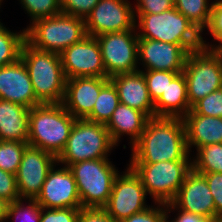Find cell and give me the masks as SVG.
<instances>
[{
  "mask_svg": "<svg viewBox=\"0 0 222 222\" xmlns=\"http://www.w3.org/2000/svg\"><path fill=\"white\" fill-rule=\"evenodd\" d=\"M130 147L129 163L192 161L183 118H150L139 139Z\"/></svg>",
  "mask_w": 222,
  "mask_h": 222,
  "instance_id": "1",
  "label": "cell"
},
{
  "mask_svg": "<svg viewBox=\"0 0 222 222\" xmlns=\"http://www.w3.org/2000/svg\"><path fill=\"white\" fill-rule=\"evenodd\" d=\"M74 118L62 103H43L30 109L28 144L56 158L69 138Z\"/></svg>",
  "mask_w": 222,
  "mask_h": 222,
  "instance_id": "2",
  "label": "cell"
},
{
  "mask_svg": "<svg viewBox=\"0 0 222 222\" xmlns=\"http://www.w3.org/2000/svg\"><path fill=\"white\" fill-rule=\"evenodd\" d=\"M20 58L32 82L36 98L43 103H62L66 76L60 54L39 50L24 42Z\"/></svg>",
  "mask_w": 222,
  "mask_h": 222,
  "instance_id": "3",
  "label": "cell"
},
{
  "mask_svg": "<svg viewBox=\"0 0 222 222\" xmlns=\"http://www.w3.org/2000/svg\"><path fill=\"white\" fill-rule=\"evenodd\" d=\"M134 14L139 38L183 45L189 52L203 47V34L175 8L158 14Z\"/></svg>",
  "mask_w": 222,
  "mask_h": 222,
  "instance_id": "4",
  "label": "cell"
},
{
  "mask_svg": "<svg viewBox=\"0 0 222 222\" xmlns=\"http://www.w3.org/2000/svg\"><path fill=\"white\" fill-rule=\"evenodd\" d=\"M118 147L111 139L105 124L87 119H76L57 163L69 167L85 160L109 159Z\"/></svg>",
  "mask_w": 222,
  "mask_h": 222,
  "instance_id": "5",
  "label": "cell"
},
{
  "mask_svg": "<svg viewBox=\"0 0 222 222\" xmlns=\"http://www.w3.org/2000/svg\"><path fill=\"white\" fill-rule=\"evenodd\" d=\"M85 19L60 13L26 27V41L39 50L61 54L86 36Z\"/></svg>",
  "mask_w": 222,
  "mask_h": 222,
  "instance_id": "6",
  "label": "cell"
},
{
  "mask_svg": "<svg viewBox=\"0 0 222 222\" xmlns=\"http://www.w3.org/2000/svg\"><path fill=\"white\" fill-rule=\"evenodd\" d=\"M141 179L147 195L154 203L172 202L186 176L192 170V161H160L156 163H130Z\"/></svg>",
  "mask_w": 222,
  "mask_h": 222,
  "instance_id": "7",
  "label": "cell"
},
{
  "mask_svg": "<svg viewBox=\"0 0 222 222\" xmlns=\"http://www.w3.org/2000/svg\"><path fill=\"white\" fill-rule=\"evenodd\" d=\"M82 207H105L119 174L110 159L85 160L69 166Z\"/></svg>",
  "mask_w": 222,
  "mask_h": 222,
  "instance_id": "8",
  "label": "cell"
},
{
  "mask_svg": "<svg viewBox=\"0 0 222 222\" xmlns=\"http://www.w3.org/2000/svg\"><path fill=\"white\" fill-rule=\"evenodd\" d=\"M183 74L187 82L190 107L213 91L222 88L221 62L214 52L205 47L188 53Z\"/></svg>",
  "mask_w": 222,
  "mask_h": 222,
  "instance_id": "9",
  "label": "cell"
},
{
  "mask_svg": "<svg viewBox=\"0 0 222 222\" xmlns=\"http://www.w3.org/2000/svg\"><path fill=\"white\" fill-rule=\"evenodd\" d=\"M96 39L100 45L106 78L140 70L137 30L106 33Z\"/></svg>",
  "mask_w": 222,
  "mask_h": 222,
  "instance_id": "10",
  "label": "cell"
},
{
  "mask_svg": "<svg viewBox=\"0 0 222 222\" xmlns=\"http://www.w3.org/2000/svg\"><path fill=\"white\" fill-rule=\"evenodd\" d=\"M126 168L116 176L109 201L104 207L117 222L150 207L146 203L147 193L141 179L129 165Z\"/></svg>",
  "mask_w": 222,
  "mask_h": 222,
  "instance_id": "11",
  "label": "cell"
},
{
  "mask_svg": "<svg viewBox=\"0 0 222 222\" xmlns=\"http://www.w3.org/2000/svg\"><path fill=\"white\" fill-rule=\"evenodd\" d=\"M133 4L129 0H99L85 19L88 36L136 30Z\"/></svg>",
  "mask_w": 222,
  "mask_h": 222,
  "instance_id": "12",
  "label": "cell"
},
{
  "mask_svg": "<svg viewBox=\"0 0 222 222\" xmlns=\"http://www.w3.org/2000/svg\"><path fill=\"white\" fill-rule=\"evenodd\" d=\"M67 79L76 77H106L100 45L96 37L86 35L80 42L60 54Z\"/></svg>",
  "mask_w": 222,
  "mask_h": 222,
  "instance_id": "13",
  "label": "cell"
},
{
  "mask_svg": "<svg viewBox=\"0 0 222 222\" xmlns=\"http://www.w3.org/2000/svg\"><path fill=\"white\" fill-rule=\"evenodd\" d=\"M58 166L59 164L56 162L49 170L41 192L35 199L36 202L42 208L47 209L81 208L73 173L67 166Z\"/></svg>",
  "mask_w": 222,
  "mask_h": 222,
  "instance_id": "14",
  "label": "cell"
},
{
  "mask_svg": "<svg viewBox=\"0 0 222 222\" xmlns=\"http://www.w3.org/2000/svg\"><path fill=\"white\" fill-rule=\"evenodd\" d=\"M56 162L57 158L54 155L28 145L15 174L19 197L21 199H36L49 170Z\"/></svg>",
  "mask_w": 222,
  "mask_h": 222,
  "instance_id": "15",
  "label": "cell"
},
{
  "mask_svg": "<svg viewBox=\"0 0 222 222\" xmlns=\"http://www.w3.org/2000/svg\"><path fill=\"white\" fill-rule=\"evenodd\" d=\"M188 53L183 45L139 38L138 64L143 65L144 69L139 71L183 72Z\"/></svg>",
  "mask_w": 222,
  "mask_h": 222,
  "instance_id": "16",
  "label": "cell"
},
{
  "mask_svg": "<svg viewBox=\"0 0 222 222\" xmlns=\"http://www.w3.org/2000/svg\"><path fill=\"white\" fill-rule=\"evenodd\" d=\"M0 99L28 109L42 104L36 98L29 73L21 58L0 67Z\"/></svg>",
  "mask_w": 222,
  "mask_h": 222,
  "instance_id": "17",
  "label": "cell"
},
{
  "mask_svg": "<svg viewBox=\"0 0 222 222\" xmlns=\"http://www.w3.org/2000/svg\"><path fill=\"white\" fill-rule=\"evenodd\" d=\"M172 203L180 210L203 215L215 222V204L205 177L193 169Z\"/></svg>",
  "mask_w": 222,
  "mask_h": 222,
  "instance_id": "18",
  "label": "cell"
},
{
  "mask_svg": "<svg viewBox=\"0 0 222 222\" xmlns=\"http://www.w3.org/2000/svg\"><path fill=\"white\" fill-rule=\"evenodd\" d=\"M106 77H76L66 80L62 105L76 119H85L93 110Z\"/></svg>",
  "mask_w": 222,
  "mask_h": 222,
  "instance_id": "19",
  "label": "cell"
},
{
  "mask_svg": "<svg viewBox=\"0 0 222 222\" xmlns=\"http://www.w3.org/2000/svg\"><path fill=\"white\" fill-rule=\"evenodd\" d=\"M109 80L114 84L121 104L137 109L149 118L155 117L145 77L141 71L115 75Z\"/></svg>",
  "mask_w": 222,
  "mask_h": 222,
  "instance_id": "20",
  "label": "cell"
},
{
  "mask_svg": "<svg viewBox=\"0 0 222 222\" xmlns=\"http://www.w3.org/2000/svg\"><path fill=\"white\" fill-rule=\"evenodd\" d=\"M150 118L143 112L124 104H119L106 124L112 141L118 144L121 137L128 136L132 146L145 130Z\"/></svg>",
  "mask_w": 222,
  "mask_h": 222,
  "instance_id": "21",
  "label": "cell"
},
{
  "mask_svg": "<svg viewBox=\"0 0 222 222\" xmlns=\"http://www.w3.org/2000/svg\"><path fill=\"white\" fill-rule=\"evenodd\" d=\"M183 121L189 152H192V147L197 150L214 143H222V118L187 113Z\"/></svg>",
  "mask_w": 222,
  "mask_h": 222,
  "instance_id": "22",
  "label": "cell"
},
{
  "mask_svg": "<svg viewBox=\"0 0 222 222\" xmlns=\"http://www.w3.org/2000/svg\"><path fill=\"white\" fill-rule=\"evenodd\" d=\"M30 109L0 99V141L28 142Z\"/></svg>",
  "mask_w": 222,
  "mask_h": 222,
  "instance_id": "23",
  "label": "cell"
},
{
  "mask_svg": "<svg viewBox=\"0 0 222 222\" xmlns=\"http://www.w3.org/2000/svg\"><path fill=\"white\" fill-rule=\"evenodd\" d=\"M155 117L183 118L190 110L187 97V82L183 72L179 73L154 102Z\"/></svg>",
  "mask_w": 222,
  "mask_h": 222,
  "instance_id": "24",
  "label": "cell"
},
{
  "mask_svg": "<svg viewBox=\"0 0 222 222\" xmlns=\"http://www.w3.org/2000/svg\"><path fill=\"white\" fill-rule=\"evenodd\" d=\"M211 0H174V8L183 14L202 34L209 26Z\"/></svg>",
  "mask_w": 222,
  "mask_h": 222,
  "instance_id": "25",
  "label": "cell"
},
{
  "mask_svg": "<svg viewBox=\"0 0 222 222\" xmlns=\"http://www.w3.org/2000/svg\"><path fill=\"white\" fill-rule=\"evenodd\" d=\"M119 104L117 90L109 80L101 88L92 112L85 119L106 125Z\"/></svg>",
  "mask_w": 222,
  "mask_h": 222,
  "instance_id": "26",
  "label": "cell"
},
{
  "mask_svg": "<svg viewBox=\"0 0 222 222\" xmlns=\"http://www.w3.org/2000/svg\"><path fill=\"white\" fill-rule=\"evenodd\" d=\"M26 41V28L11 31L0 21V67L17 61L21 56V50Z\"/></svg>",
  "mask_w": 222,
  "mask_h": 222,
  "instance_id": "27",
  "label": "cell"
},
{
  "mask_svg": "<svg viewBox=\"0 0 222 222\" xmlns=\"http://www.w3.org/2000/svg\"><path fill=\"white\" fill-rule=\"evenodd\" d=\"M192 169L198 173H222V143H214L196 150Z\"/></svg>",
  "mask_w": 222,
  "mask_h": 222,
  "instance_id": "28",
  "label": "cell"
},
{
  "mask_svg": "<svg viewBox=\"0 0 222 222\" xmlns=\"http://www.w3.org/2000/svg\"><path fill=\"white\" fill-rule=\"evenodd\" d=\"M41 214L42 207L35 199L20 198L12 203H8L5 222H40Z\"/></svg>",
  "mask_w": 222,
  "mask_h": 222,
  "instance_id": "29",
  "label": "cell"
},
{
  "mask_svg": "<svg viewBox=\"0 0 222 222\" xmlns=\"http://www.w3.org/2000/svg\"><path fill=\"white\" fill-rule=\"evenodd\" d=\"M27 142L0 141V169L16 174Z\"/></svg>",
  "mask_w": 222,
  "mask_h": 222,
  "instance_id": "30",
  "label": "cell"
},
{
  "mask_svg": "<svg viewBox=\"0 0 222 222\" xmlns=\"http://www.w3.org/2000/svg\"><path fill=\"white\" fill-rule=\"evenodd\" d=\"M19 2L25 14L31 18L29 25L35 20L52 17L62 12L61 0H19Z\"/></svg>",
  "mask_w": 222,
  "mask_h": 222,
  "instance_id": "31",
  "label": "cell"
},
{
  "mask_svg": "<svg viewBox=\"0 0 222 222\" xmlns=\"http://www.w3.org/2000/svg\"><path fill=\"white\" fill-rule=\"evenodd\" d=\"M147 83V89L153 102H155L163 92H165L168 84L181 72L147 70L141 71Z\"/></svg>",
  "mask_w": 222,
  "mask_h": 222,
  "instance_id": "32",
  "label": "cell"
},
{
  "mask_svg": "<svg viewBox=\"0 0 222 222\" xmlns=\"http://www.w3.org/2000/svg\"><path fill=\"white\" fill-rule=\"evenodd\" d=\"M206 30H208V33L210 32L209 34L213 37L212 40L218 43L209 44L204 40L205 37H202L203 47L209 51L215 52L222 46V0L212 1L211 18Z\"/></svg>",
  "mask_w": 222,
  "mask_h": 222,
  "instance_id": "33",
  "label": "cell"
},
{
  "mask_svg": "<svg viewBox=\"0 0 222 222\" xmlns=\"http://www.w3.org/2000/svg\"><path fill=\"white\" fill-rule=\"evenodd\" d=\"M188 113L222 118V88L197 101Z\"/></svg>",
  "mask_w": 222,
  "mask_h": 222,
  "instance_id": "34",
  "label": "cell"
},
{
  "mask_svg": "<svg viewBox=\"0 0 222 222\" xmlns=\"http://www.w3.org/2000/svg\"><path fill=\"white\" fill-rule=\"evenodd\" d=\"M209 186L215 204V222L222 221V173H200Z\"/></svg>",
  "mask_w": 222,
  "mask_h": 222,
  "instance_id": "35",
  "label": "cell"
},
{
  "mask_svg": "<svg viewBox=\"0 0 222 222\" xmlns=\"http://www.w3.org/2000/svg\"><path fill=\"white\" fill-rule=\"evenodd\" d=\"M99 0H61L62 13L86 19Z\"/></svg>",
  "mask_w": 222,
  "mask_h": 222,
  "instance_id": "36",
  "label": "cell"
},
{
  "mask_svg": "<svg viewBox=\"0 0 222 222\" xmlns=\"http://www.w3.org/2000/svg\"><path fill=\"white\" fill-rule=\"evenodd\" d=\"M80 208H42L40 222H78Z\"/></svg>",
  "mask_w": 222,
  "mask_h": 222,
  "instance_id": "37",
  "label": "cell"
},
{
  "mask_svg": "<svg viewBox=\"0 0 222 222\" xmlns=\"http://www.w3.org/2000/svg\"><path fill=\"white\" fill-rule=\"evenodd\" d=\"M0 197L8 203L19 200L16 176L0 169Z\"/></svg>",
  "mask_w": 222,
  "mask_h": 222,
  "instance_id": "38",
  "label": "cell"
},
{
  "mask_svg": "<svg viewBox=\"0 0 222 222\" xmlns=\"http://www.w3.org/2000/svg\"><path fill=\"white\" fill-rule=\"evenodd\" d=\"M155 205L153 204L146 210L133 214L121 222H161L167 216L165 204L155 203Z\"/></svg>",
  "mask_w": 222,
  "mask_h": 222,
  "instance_id": "39",
  "label": "cell"
},
{
  "mask_svg": "<svg viewBox=\"0 0 222 222\" xmlns=\"http://www.w3.org/2000/svg\"><path fill=\"white\" fill-rule=\"evenodd\" d=\"M134 13L158 14L174 8V0H136Z\"/></svg>",
  "mask_w": 222,
  "mask_h": 222,
  "instance_id": "40",
  "label": "cell"
},
{
  "mask_svg": "<svg viewBox=\"0 0 222 222\" xmlns=\"http://www.w3.org/2000/svg\"><path fill=\"white\" fill-rule=\"evenodd\" d=\"M78 222H117L104 207H81Z\"/></svg>",
  "mask_w": 222,
  "mask_h": 222,
  "instance_id": "41",
  "label": "cell"
},
{
  "mask_svg": "<svg viewBox=\"0 0 222 222\" xmlns=\"http://www.w3.org/2000/svg\"><path fill=\"white\" fill-rule=\"evenodd\" d=\"M166 213L168 217L170 216L171 212H178L175 216L174 219L172 218V222H212L209 218L203 216V215H198L186 211H182L178 209L172 202L166 203Z\"/></svg>",
  "mask_w": 222,
  "mask_h": 222,
  "instance_id": "42",
  "label": "cell"
},
{
  "mask_svg": "<svg viewBox=\"0 0 222 222\" xmlns=\"http://www.w3.org/2000/svg\"><path fill=\"white\" fill-rule=\"evenodd\" d=\"M8 202L0 197V222H5Z\"/></svg>",
  "mask_w": 222,
  "mask_h": 222,
  "instance_id": "43",
  "label": "cell"
},
{
  "mask_svg": "<svg viewBox=\"0 0 222 222\" xmlns=\"http://www.w3.org/2000/svg\"><path fill=\"white\" fill-rule=\"evenodd\" d=\"M214 53L218 56L222 66V46L219 47Z\"/></svg>",
  "mask_w": 222,
  "mask_h": 222,
  "instance_id": "44",
  "label": "cell"
},
{
  "mask_svg": "<svg viewBox=\"0 0 222 222\" xmlns=\"http://www.w3.org/2000/svg\"><path fill=\"white\" fill-rule=\"evenodd\" d=\"M170 219V220H169ZM161 222H172L171 218L166 216Z\"/></svg>",
  "mask_w": 222,
  "mask_h": 222,
  "instance_id": "45",
  "label": "cell"
}]
</instances>
